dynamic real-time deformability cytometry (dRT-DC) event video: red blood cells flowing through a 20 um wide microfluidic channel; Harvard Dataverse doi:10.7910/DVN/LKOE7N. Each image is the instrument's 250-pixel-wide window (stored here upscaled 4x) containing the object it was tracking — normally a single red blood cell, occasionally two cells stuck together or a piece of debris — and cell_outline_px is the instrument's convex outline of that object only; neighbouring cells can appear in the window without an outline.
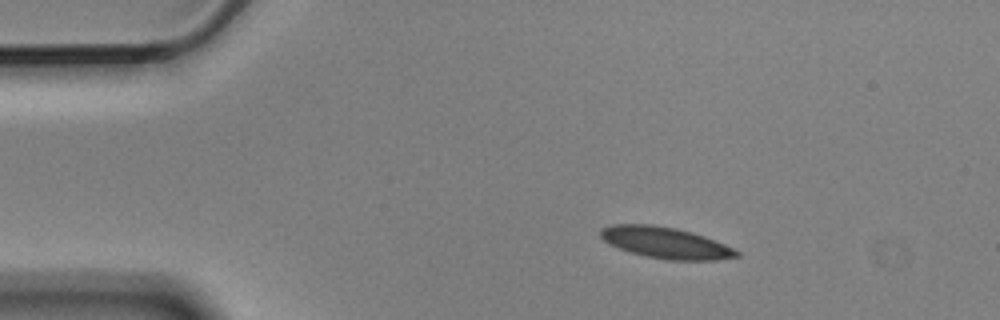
{"species": "Egyptian fruit bat (a non-hibernating species)", "species_latin": "Rousettus aegyptiacus", "temperature_condition": "cold", "stored_images_in_passage": 4, "segment_of_instrument_passage": [1, 2], "camera_frame_rate_fps": 3000, "um_per_image_px": 0.085, "animal": {"sex": "male"}, "frame": {"image": 1, "passage_image": 1, "time_ms": 0.0, "image_size_px": [1000, 320], "cell_outline_px": [[740, 256], [716, 260], [668, 260], [644, 256], [628, 252], [608, 244], [600, 236], [600, 228], [612, 224], [648, 224], [676, 228], [692, 232], [704, 236], [724, 244], [740, 252]], "centroid_in_image_um": [56.54, 20.63], "position_along_channel_um": 28.5, "area_um2": 24.91}}